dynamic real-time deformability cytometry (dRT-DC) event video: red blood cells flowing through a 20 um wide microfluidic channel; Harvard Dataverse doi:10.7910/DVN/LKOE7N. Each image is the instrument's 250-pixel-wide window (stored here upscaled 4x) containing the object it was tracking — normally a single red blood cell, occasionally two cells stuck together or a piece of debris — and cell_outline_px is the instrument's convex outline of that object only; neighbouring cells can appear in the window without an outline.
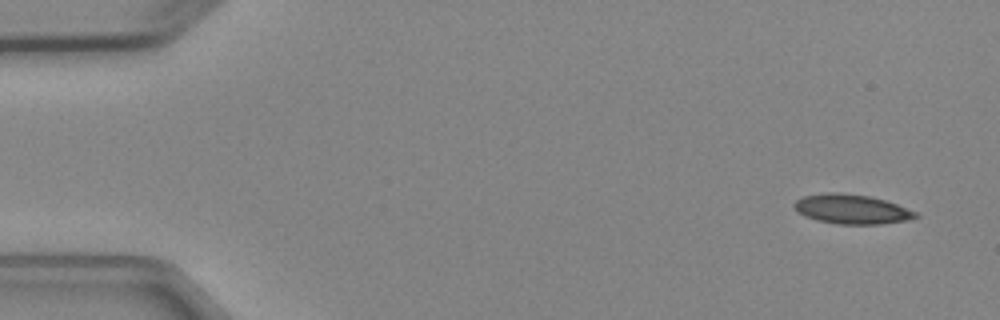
{"species": "Egyptian fruit bat (a non-hibernating species)", "species_latin": "Rousettus aegyptiacus", "temperature_condition": "cold", "stored_images_in_passage": 4, "camera_frame_rate_fps": 3000, "um_per_image_px": 0.085, "animal": {"sex": "female"}, "frame": {"image": 1, "passage_image": 1, "time_ms": 0.0, "image_size_px": [1000, 320], "cell_outline_px": [[920, 216], [908, 220], [880, 224], [840, 224], [816, 220], [804, 216], [792, 204], [796, 200], [804, 196], [824, 192], [836, 192], [872, 196], [896, 204], [916, 212]], "centroid_in_image_um": [72.39, 17.77], "position_along_channel_um": 12.6, "area_um2": 20.81}}
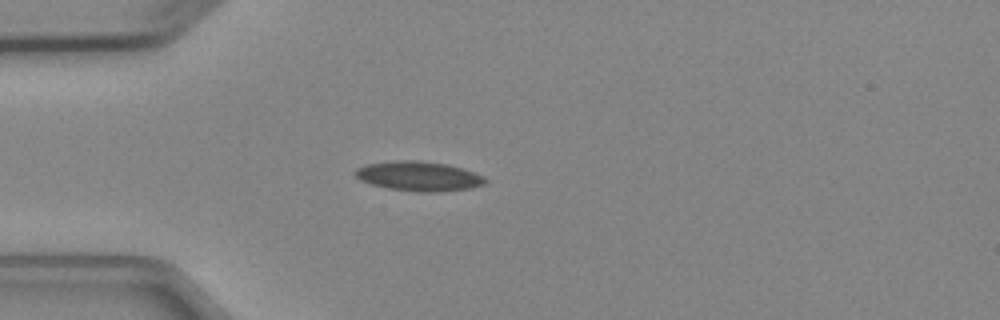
{"frame": {"image": 2, "passage_image": 4, "time_ms": 3.667, "image_size_px": [1000, 320], "cell_outline_px": [[488, 180], [484, 184], [472, 188], [440, 192], [420, 192], [388, 188], [372, 184], [360, 180], [352, 172], [356, 168], [368, 164], [396, 160], [420, 160], [448, 164], [464, 168], [484, 176]], "centroid_in_image_um": [35.62, 14.97], "position_along_channel_um": 49.4, "area_um2": 22.66}}